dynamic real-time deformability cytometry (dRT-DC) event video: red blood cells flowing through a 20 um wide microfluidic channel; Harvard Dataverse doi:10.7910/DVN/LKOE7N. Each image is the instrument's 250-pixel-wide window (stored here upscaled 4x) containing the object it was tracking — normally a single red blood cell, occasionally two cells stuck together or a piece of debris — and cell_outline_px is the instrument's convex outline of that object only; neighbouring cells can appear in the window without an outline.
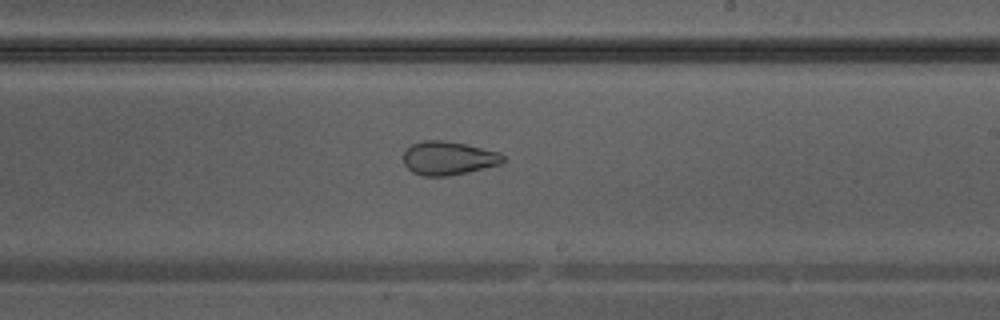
{"species": "Egyptian fruit bat (a non-hibernating species)", "species_latin": "Rousettus aegyptiacus", "temperature_condition": "warm", "stored_images_in_passage": 39, "camera_frame_rate_fps": 3000, "um_per_image_px": 0.085, "animal": {"sex": "male"}, "frame": {"image": 1, "passage_image": 23, "time_ms": 7.333, "image_size_px": [1000, 320], "cell_outline_px": [[504, 160], [500, 164], [468, 172], [448, 176], [424, 176], [412, 172], [404, 164], [404, 152], [412, 144], [424, 140], [440, 140], [464, 144], [500, 152], [504, 156]], "centroid_in_image_um": [38.11, 13.45], "position_along_channel_um": 250.9, "area_um2": 19.36}}
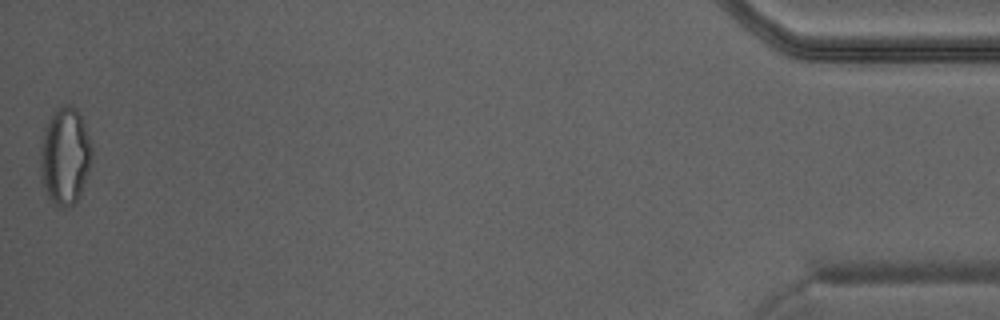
{"frame": {"image": 2, "passage_image": 39, "time_ms": 12.667, "image_size_px": [1000, 320], "cell_outline_px": [[92, 156], [80, 192], [76, 200], [72, 204], [64, 208], [48, 200], [40, 180], [40, 152], [44, 128], [48, 120], [56, 108], [64, 104], [72, 104], [76, 108], [84, 124], [92, 144]], "centroid_in_image_um": [5.49, 13.24], "position_along_channel_um": 429.7, "area_um2": 29.19}}